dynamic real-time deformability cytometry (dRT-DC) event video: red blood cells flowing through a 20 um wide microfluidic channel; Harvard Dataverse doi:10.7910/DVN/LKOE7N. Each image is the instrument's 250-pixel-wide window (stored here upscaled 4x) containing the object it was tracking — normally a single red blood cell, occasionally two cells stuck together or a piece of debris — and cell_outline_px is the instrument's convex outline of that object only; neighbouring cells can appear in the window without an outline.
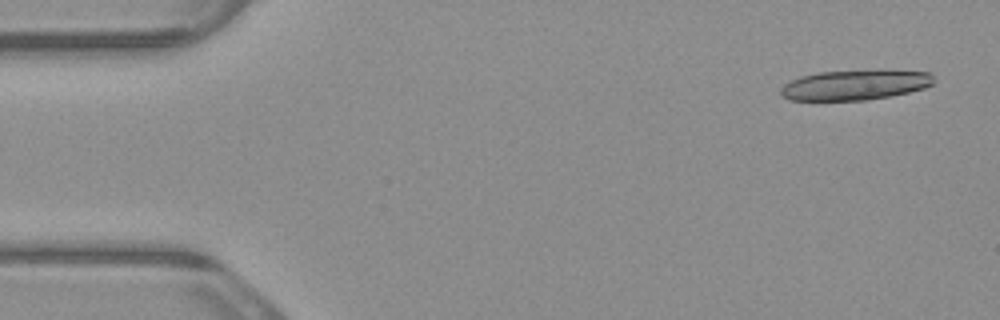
{"species": "common noctule bat (a hibernating species)", "species_latin": "Nyctalus noctula", "temperature_condition": "warm", "stored_images_in_passage": 5, "camera_frame_rate_fps": 3000, "um_per_image_px": 0.085, "animal": {"sex": "male", "body_mass_g": 23.1, "forearm_length_mm": 52.7}, "frame": {"image": 1, "passage_image": 1, "time_ms": 0.0, "image_size_px": [1000, 320], "cell_outline_px": [[936, 80], [932, 84], [924, 88], [908, 92], [868, 100], [788, 100], [780, 92], [780, 88], [784, 84], [800, 76], [816, 72], [932, 72]], "centroid_in_image_um": [72.63, 7.25], "position_along_channel_um": 12.4, "area_um2": 26.01}}
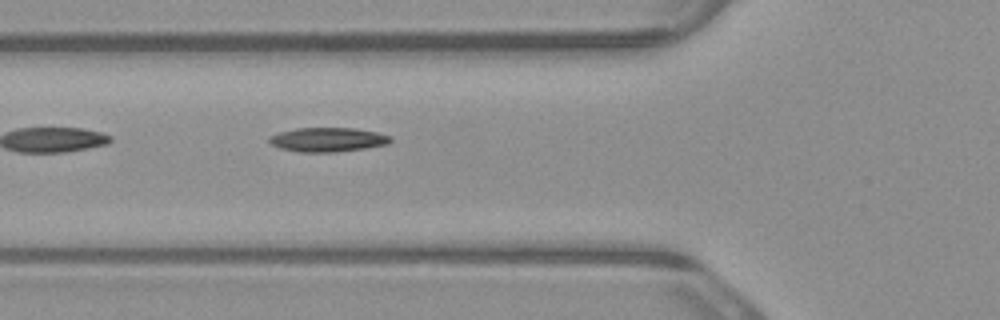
{"frame": {"image": 2, "passage_image": 5, "time_ms": 1.333, "image_size_px": [1000, 320], "cell_outline_px": [[392, 140], [388, 144], [364, 148], [336, 152], [300, 152], [280, 148], [272, 144], [268, 140], [268, 136], [280, 132], [296, 128], [352, 128], [376, 132], [392, 136]], "centroid_in_image_um": [27.85, 11.87], "position_along_channel_um": 97.9, "area_um2": 17.05}}